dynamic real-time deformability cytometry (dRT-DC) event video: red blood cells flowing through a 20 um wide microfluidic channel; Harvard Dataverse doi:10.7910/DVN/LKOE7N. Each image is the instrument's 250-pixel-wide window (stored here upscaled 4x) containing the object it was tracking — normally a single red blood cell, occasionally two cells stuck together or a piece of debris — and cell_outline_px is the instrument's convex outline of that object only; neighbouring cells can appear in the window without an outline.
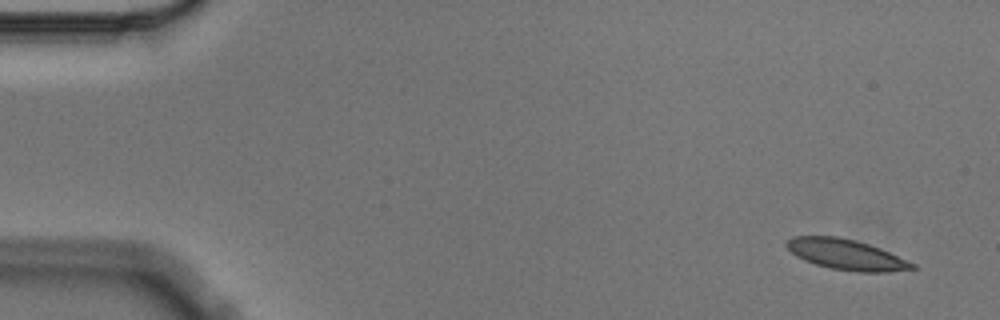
{"species": "Egyptian fruit bat (a non-hibernating species)", "species_latin": "Rousettus aegyptiacus", "temperature_condition": "cold", "stored_images_in_passage": 4, "camera_frame_rate_fps": 3000, "um_per_image_px": 0.085, "animal": {"sex": "male"}, "frame": {"image": 1, "passage_image": 1, "time_ms": 0.0, "image_size_px": [1000, 320], "cell_outline_px": [[916, 268], [888, 272], [856, 272], [832, 268], [816, 264], [804, 260], [796, 256], [784, 244], [792, 236], [840, 236], [856, 240], [880, 248], [916, 264]], "centroid_in_image_um": [71.92, 21.63], "position_along_channel_um": 13.1, "area_um2": 22.25}}
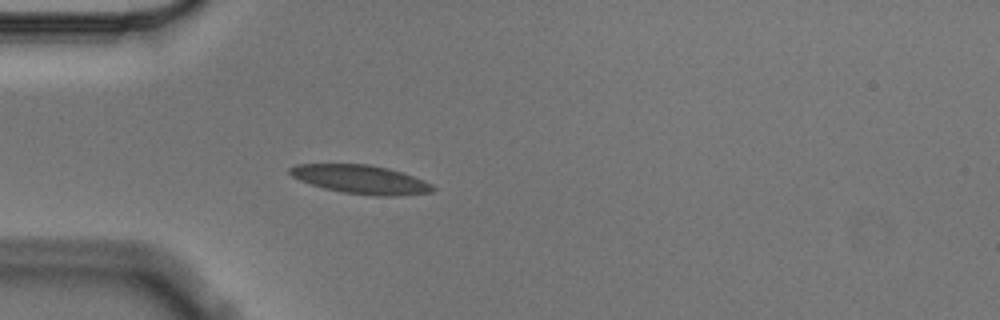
{"frame": {"image": 2, "passage_image": 4, "time_ms": 1.0, "image_size_px": [1000, 320], "cell_outline_px": [[436, 188], [432, 192], [400, 196], [376, 196], [344, 192], [324, 188], [300, 180], [292, 176], [288, 172], [288, 168], [296, 164], [368, 164], [388, 168], [412, 176], [432, 184]], "centroid_in_image_um": [30.67, 15.25], "position_along_channel_um": 54.3, "area_um2": 23.76}}